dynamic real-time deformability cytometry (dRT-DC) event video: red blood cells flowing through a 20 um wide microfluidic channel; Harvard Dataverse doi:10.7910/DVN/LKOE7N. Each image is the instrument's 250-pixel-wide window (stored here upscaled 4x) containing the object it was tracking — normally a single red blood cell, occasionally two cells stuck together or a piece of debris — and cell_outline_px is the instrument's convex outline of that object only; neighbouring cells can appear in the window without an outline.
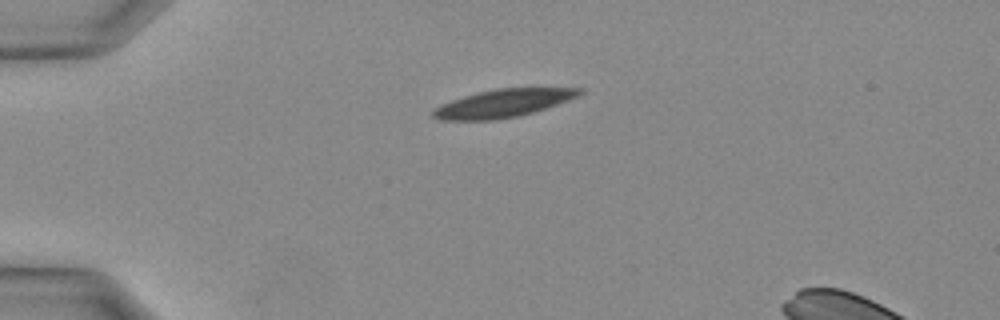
{"species": "Egyptian fruit bat (a non-hibernating species)", "species_latin": "Rousettus aegyptiacus", "temperature_condition": "warm", "stored_images_in_passage": 5, "camera_frame_rate_fps": 3000, "um_per_image_px": 0.085, "animal": {"sex": "female"}, "frame": {"image": 1, "passage_image": 1, "time_ms": 0.0, "image_size_px": [1000, 320], "cell_outline_px": [[584, 92], [580, 96], [520, 116], [496, 120], [440, 120], [432, 116], [432, 112], [436, 108], [452, 100], [464, 96], [496, 88], [584, 88]], "centroid_in_image_um": [42.8, 8.78], "position_along_channel_um": 42.2, "area_um2": 23.58}}